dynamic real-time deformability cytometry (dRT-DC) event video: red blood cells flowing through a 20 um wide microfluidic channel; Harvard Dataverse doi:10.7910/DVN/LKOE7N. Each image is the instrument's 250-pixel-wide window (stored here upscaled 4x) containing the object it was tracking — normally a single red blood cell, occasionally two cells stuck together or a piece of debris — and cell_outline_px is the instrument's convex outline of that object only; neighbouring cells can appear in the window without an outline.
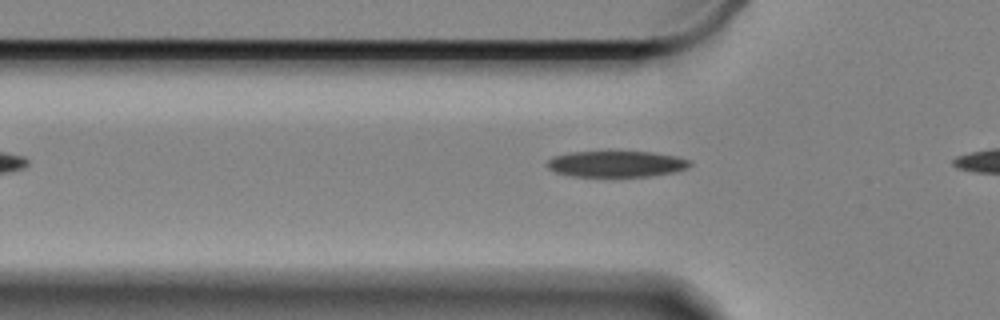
{"species": "Egyptian fruit bat (a non-hibernating species)", "species_latin": "Rousettus aegyptiacus", "temperature_condition": "cold", "stored_images_in_passage": 32, "camera_frame_rate_fps": 3000, "um_per_image_px": 0.085, "animal": {"sex": "female"}, "frame": {"image": 1, "passage_image": 3, "time_ms": 0.667, "image_size_px": [1000, 320], "cell_outline_px": [[692, 164], [684, 168], [672, 172], [648, 176], [572, 176], [556, 172], [548, 168], [548, 160], [552, 156], [568, 152], [652, 152], [676, 156], [688, 160]], "centroid_in_image_um": [52.34, 13.93], "position_along_channel_um": 73.5, "area_um2": 21.39}}
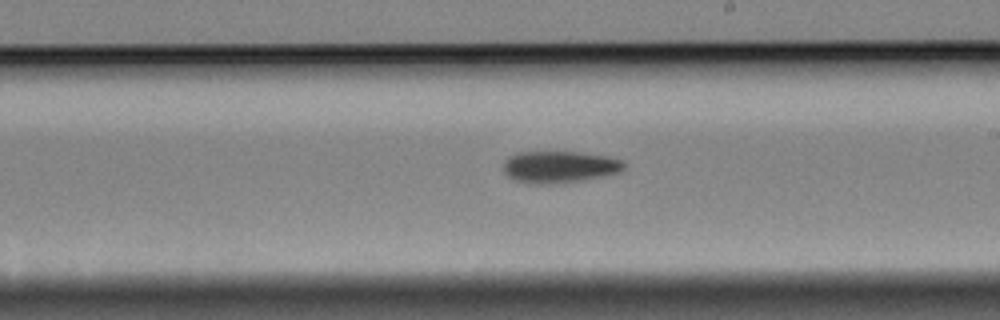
{"frame": {"image": 2, "passage_image": 18, "time_ms": 5.667, "image_size_px": [1000, 320], "cell_outline_px": [[624, 168], [620, 172], [604, 176], [584, 180], [552, 184], [532, 184], [512, 180], [504, 172], [504, 160], [508, 156], [516, 152], [580, 152], [608, 156], [620, 160], [624, 164]], "centroid_in_image_um": [47.52, 14.19], "position_along_channel_um": 241.5, "area_um2": 22.6}}
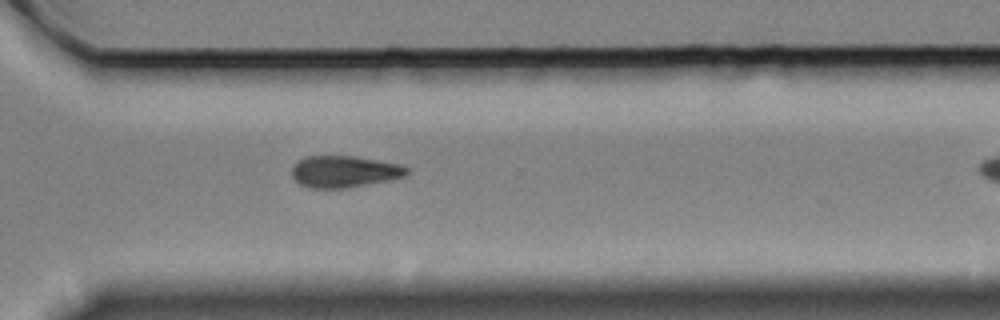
{"frame": {"image": 3, "passage_image": 27, "time_ms": 8.667, "image_size_px": [1000, 320], "cell_outline_px": [[408, 172], [404, 176], [348, 188], [308, 188], [300, 184], [292, 176], [292, 168], [300, 160], [308, 156], [352, 156], [400, 164], [408, 168]], "centroid_in_image_um": [29.24, 14.59], "position_along_channel_um": 341.4, "area_um2": 20.87}}